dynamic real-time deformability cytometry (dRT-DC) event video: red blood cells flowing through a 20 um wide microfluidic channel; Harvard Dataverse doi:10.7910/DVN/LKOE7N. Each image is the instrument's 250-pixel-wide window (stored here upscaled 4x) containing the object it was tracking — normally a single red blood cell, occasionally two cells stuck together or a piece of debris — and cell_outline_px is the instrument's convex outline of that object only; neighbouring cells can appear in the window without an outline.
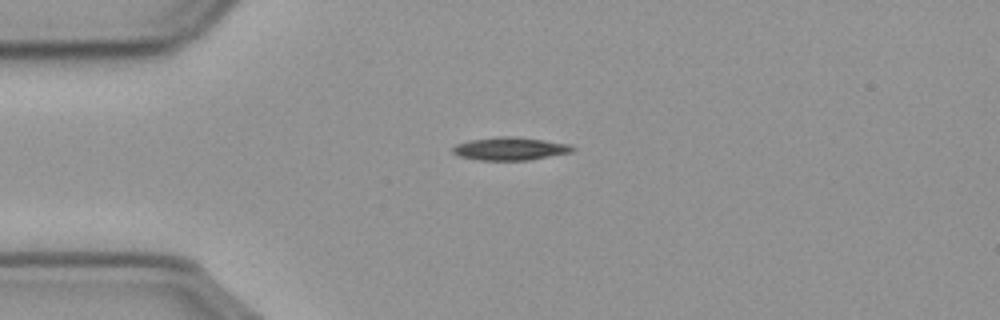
{"species": "common noctule bat (a hibernating species)", "species_latin": "Nyctalus noctula", "temperature_condition": "cold", "stored_images_in_passage": 44, "camera_frame_rate_fps": 3000, "um_per_image_px": 0.085, "animal": {"sex": "male", "body_mass_g": 23.1, "forearm_length_mm": 52.7}, "frame": {"image": 1, "passage_image": 1, "time_ms": 0.0, "image_size_px": [1000, 320], "cell_outline_px": [[576, 148], [572, 152], [528, 160], [480, 160], [460, 156], [452, 152], [452, 148], [456, 144], [468, 140], [500, 136], [512, 136], [544, 140], [568, 144]], "centroid_in_image_um": [43.34, 12.63], "position_along_channel_um": 41.7, "area_um2": 15.95}}
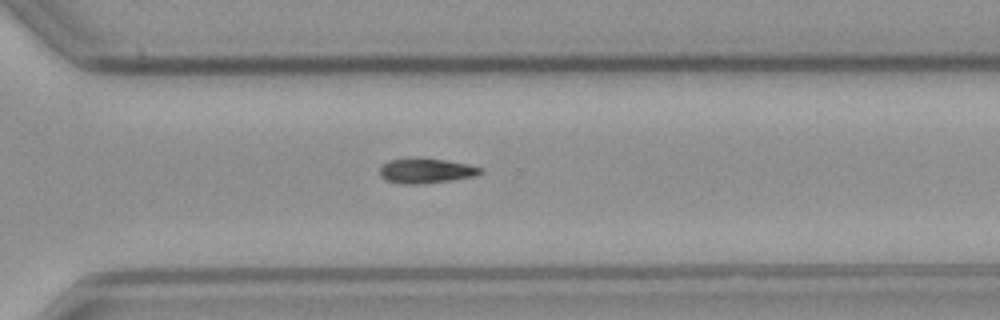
{"frame": {"image": 2, "passage_image": 27, "time_ms": 8.667, "image_size_px": [1000, 320], "cell_outline_px": [[484, 172], [476, 176], [452, 180], [424, 184], [400, 184], [384, 180], [380, 176], [380, 168], [388, 160], [408, 156], [412, 156], [444, 160], [468, 164], [480, 168]], "centroid_in_image_um": [36.16, 14.5], "position_along_channel_um": 334.4, "area_um2": 15.09}}
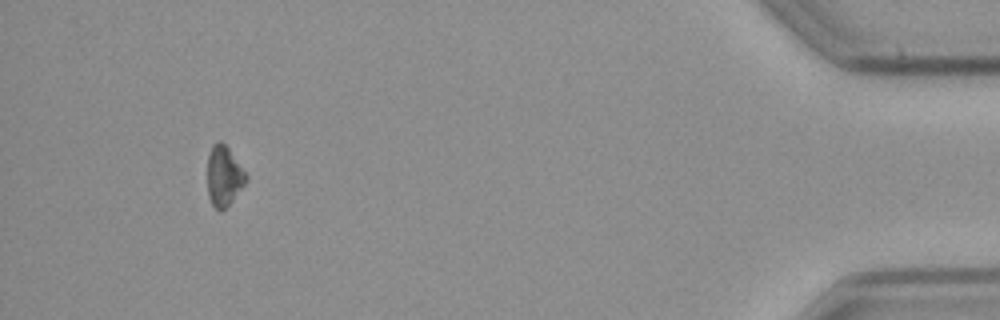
{"frame": {"image": 3, "passage_image": 40, "time_ms": 13.0, "image_size_px": [1000, 320], "cell_outline_px": [[248, 180], [232, 200], [220, 212], [212, 204], [208, 196], [208, 152], [212, 144], [216, 140], [220, 140], [228, 148], [248, 176]], "centroid_in_image_um": [19.02, 14.93], "position_along_channel_um": 416.2, "area_um2": 13.47}, "authors_computed_cell_mechanics": {"area_um2": 14.8835, "velocity_mm_per_s": 3.6259, "shape_relaxation_time_tau1_ms": 9.0309, "shape_relaxation_time_tau2_ms": null, "deformation_change_tau1": 0.1306, "deformation_change_tau2": null}}